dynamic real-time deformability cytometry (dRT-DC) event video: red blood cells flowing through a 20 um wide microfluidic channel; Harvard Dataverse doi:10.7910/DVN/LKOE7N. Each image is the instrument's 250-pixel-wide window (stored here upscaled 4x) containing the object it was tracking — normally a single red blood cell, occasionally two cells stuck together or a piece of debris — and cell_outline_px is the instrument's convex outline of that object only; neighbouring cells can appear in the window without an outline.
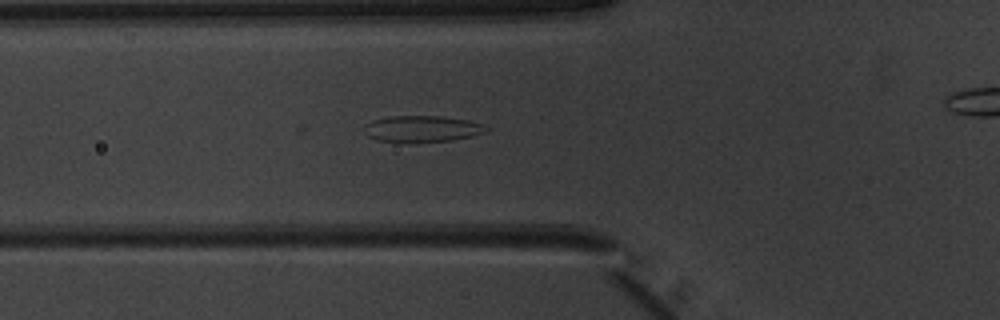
{"species": "common noctule bat (a hibernating species)", "species_latin": "Nyctalus noctula", "temperature_condition": "warm", "stored_images_in_passage": 46, "camera_frame_rate_fps": 3000, "um_per_image_px": 0.085, "animal": {"sex": "male", "body_mass_g": 20.1, "forearm_length_mm": 53.5}, "frame": {"image": 1, "passage_image": 19, "time_ms": 6.0, "image_size_px": [1000, 320], "cell_outline_px": [[488, 132], [472, 136], [452, 140], [376, 140], [368, 136], [364, 132], [364, 128], [372, 120], [392, 116], [440, 116], [468, 120], [484, 124], [488, 128]], "centroid_in_image_um": [35.94, 10.91], "position_along_channel_um": 89.9, "area_um2": 18.09}}
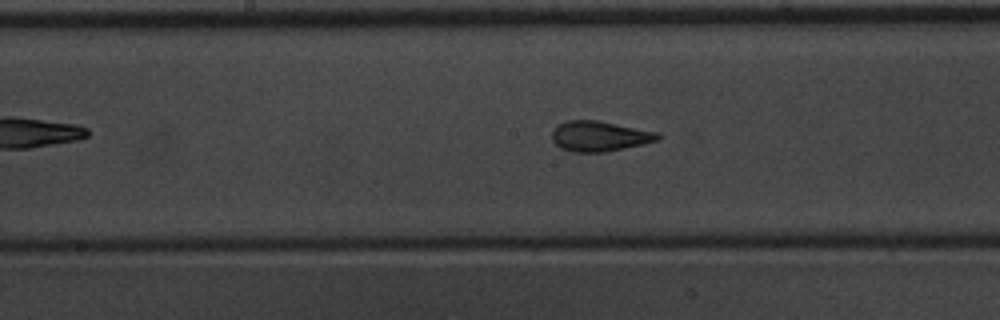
{"frame": {"image": 2, "passage_image": 27, "time_ms": 8.667, "image_size_px": [1000, 320], "cell_outline_px": [[660, 140], [624, 148], [604, 152], [572, 152], [560, 148], [552, 140], [552, 132], [560, 124], [568, 120], [600, 120], [660, 132]], "centroid_in_image_um": [51.0, 11.57], "position_along_channel_um": 197.2, "area_um2": 18.79}}
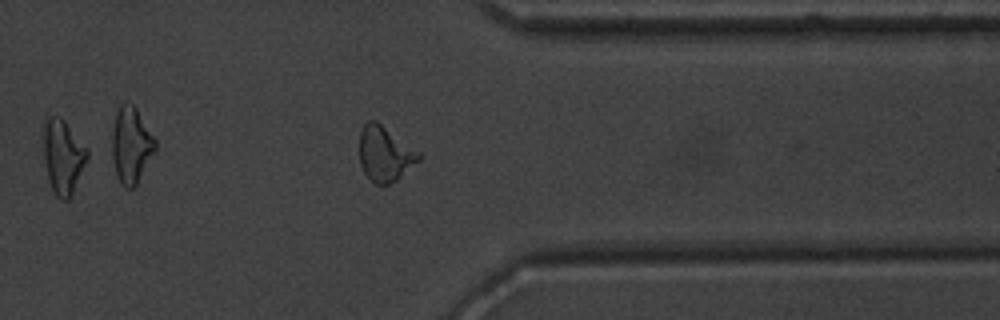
{"frame": {"image": 3, "passage_image": 41, "time_ms": 13.333, "image_size_px": [1000, 320], "cell_outline_px": [[420, 160], [396, 180], [388, 184], [376, 184], [364, 172], [360, 164], [360, 132], [364, 124], [368, 120], [376, 120], [420, 152]], "centroid_in_image_um": [32.71, 13.05], "position_along_channel_um": 378.7, "area_um2": 18.84}}